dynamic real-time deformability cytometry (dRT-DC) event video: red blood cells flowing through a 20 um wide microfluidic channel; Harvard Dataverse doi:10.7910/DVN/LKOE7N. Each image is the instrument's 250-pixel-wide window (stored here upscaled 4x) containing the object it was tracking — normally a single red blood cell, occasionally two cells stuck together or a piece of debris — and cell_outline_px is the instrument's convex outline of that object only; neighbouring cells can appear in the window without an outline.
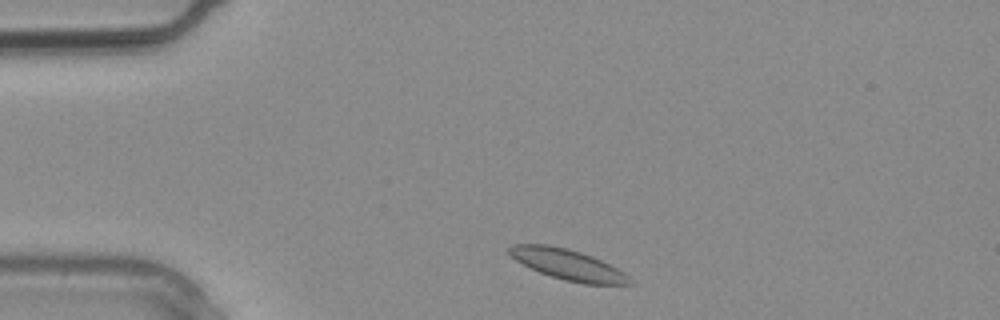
{"species": "common noctule bat (a hibernating species)", "species_latin": "Nyctalus noctula", "temperature_condition": "warm", "stored_images_in_passage": 2, "camera_frame_rate_fps": 3000, "um_per_image_px": 0.085, "animal": {"sex": "male", "body_mass_g": 20.4}, "frame": {"image": 1, "passage_image": 2, "time_ms": 0.333, "image_size_px": [1000, 320], "cell_outline_px": [[632, 284], [584, 284], [564, 280], [540, 272], [516, 260], [504, 248], [512, 244], [548, 244], [568, 248], [592, 256], [624, 272], [632, 280]], "centroid_in_image_um": [48.23, 22.47], "position_along_channel_um": 36.8, "area_um2": 21.33}}